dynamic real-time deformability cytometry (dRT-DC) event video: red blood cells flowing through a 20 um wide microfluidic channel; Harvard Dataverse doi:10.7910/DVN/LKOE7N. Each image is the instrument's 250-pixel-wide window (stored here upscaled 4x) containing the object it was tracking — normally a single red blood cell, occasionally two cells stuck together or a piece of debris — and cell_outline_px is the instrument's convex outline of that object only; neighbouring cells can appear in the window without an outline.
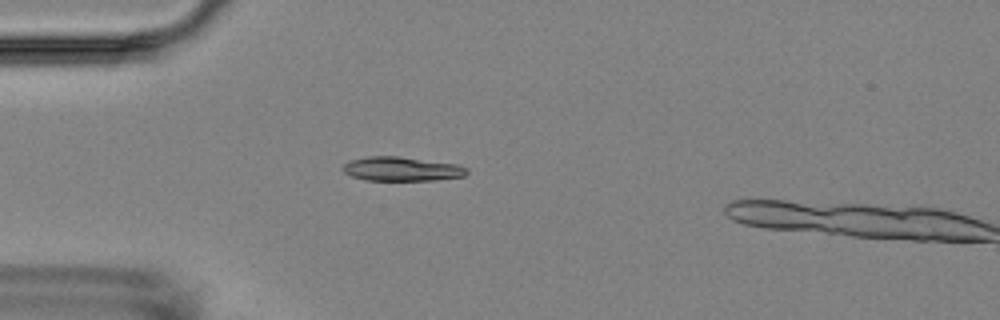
{"species": "Egyptian fruit bat (a non-hibernating species)", "species_latin": "Rousettus aegyptiacus", "temperature_condition": "room temperature", "stored_images_in_passage": 5, "camera_frame_rate_fps": 3000, "um_per_image_px": 0.085, "animal": {"sex": "female"}, "frame": {"image": 1, "passage_image": 4, "time_ms": 3.333, "image_size_px": [1000, 320], "cell_outline_px": [[468, 172], [464, 176], [436, 180], [364, 180], [352, 176], [344, 172], [340, 168], [344, 164], [352, 160], [368, 156], [400, 156], [456, 164], [468, 168]], "centroid_in_image_um": [34.14, 14.36], "position_along_channel_um": 50.9, "area_um2": 17.46}}